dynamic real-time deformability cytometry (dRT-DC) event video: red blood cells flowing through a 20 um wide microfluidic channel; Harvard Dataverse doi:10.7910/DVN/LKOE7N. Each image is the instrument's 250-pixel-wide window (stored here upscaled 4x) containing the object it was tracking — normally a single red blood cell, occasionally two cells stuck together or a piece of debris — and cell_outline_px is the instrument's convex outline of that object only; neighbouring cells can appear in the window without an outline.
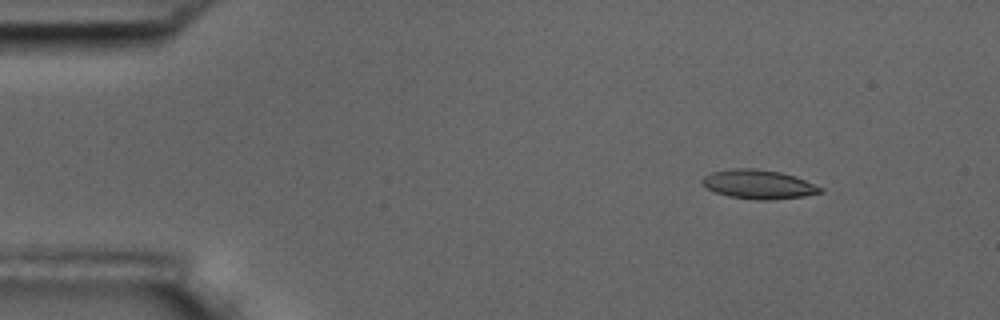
{"species": "common noctule bat (a hibernating species)", "species_latin": "Nyctalus noctula", "temperature_condition": "room temperature", "stored_images_in_passage": 51, "camera_frame_rate_fps": 3000, "um_per_image_px": 0.085, "animal": {"sex": "male", "body_mass_g": 17.5, "forearm_length_mm": 52.3}, "frame": {"image": 1, "passage_image": 3, "time_ms": 0.667, "image_size_px": [1000, 320], "cell_outline_px": [[824, 192], [804, 196], [772, 200], [756, 200], [728, 196], [716, 192], [708, 188], [700, 180], [704, 176], [712, 172], [732, 168], [752, 168], [780, 172], [796, 176], [824, 188]], "centroid_in_image_um": [64.51, 15.67], "position_along_channel_um": 20.5, "area_um2": 20.06}}
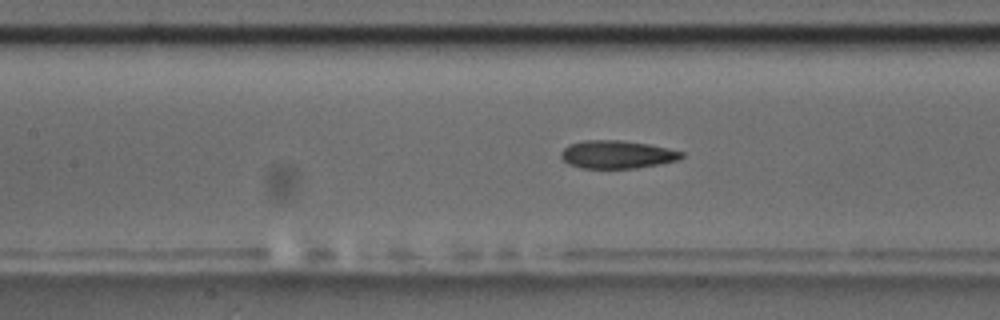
{"frame": {"image": 2, "passage_image": 21, "time_ms": 6.667, "image_size_px": [1000, 320], "cell_outline_px": [[684, 156], [676, 160], [660, 164], [636, 168], [584, 168], [568, 164], [560, 156], [560, 152], [568, 144], [584, 140], [620, 140], [648, 144], [668, 148], [684, 152]], "centroid_in_image_um": [52.43, 13.12], "position_along_channel_um": 155.0, "area_um2": 19.65}}
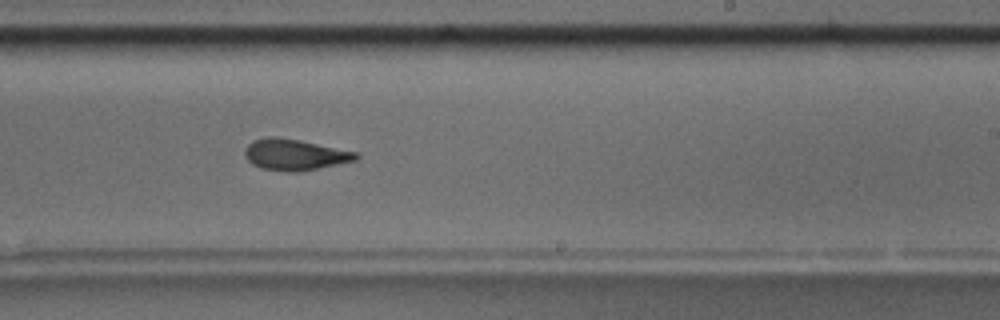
{"frame": {"image": 3, "passage_image": 30, "time_ms": 9.667, "image_size_px": [1000, 320], "cell_outline_px": [[360, 156], [356, 160], [300, 172], [288, 172], [260, 168], [252, 164], [244, 156], [244, 148], [252, 140], [264, 136], [276, 136], [300, 140], [356, 152]], "centroid_in_image_um": [24.99, 13.14], "position_along_channel_um": 264.0, "area_um2": 20.35}, "authors_computed_cell_mechanics": {"area_um2": 19.941, "velocity_mm_per_s": 3.6523, "shape_relaxation_time_tau1_ms": 3.9022, "shape_relaxation_time_tau2_ms": 2.2438, "deformation_change_tau1": 0.1429, "deformation_change_tau2": 0.0834}}